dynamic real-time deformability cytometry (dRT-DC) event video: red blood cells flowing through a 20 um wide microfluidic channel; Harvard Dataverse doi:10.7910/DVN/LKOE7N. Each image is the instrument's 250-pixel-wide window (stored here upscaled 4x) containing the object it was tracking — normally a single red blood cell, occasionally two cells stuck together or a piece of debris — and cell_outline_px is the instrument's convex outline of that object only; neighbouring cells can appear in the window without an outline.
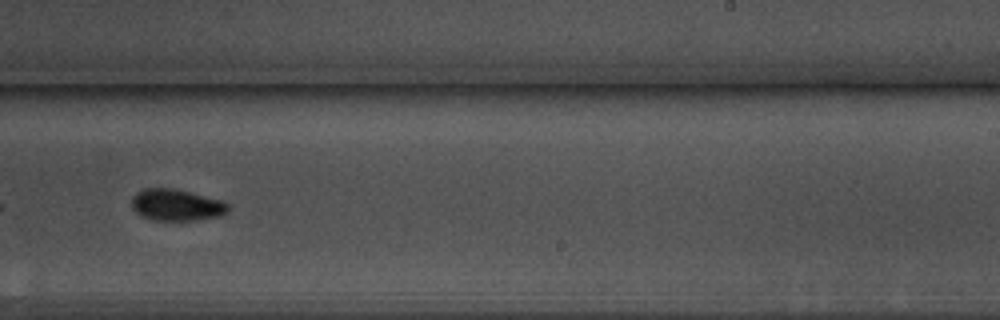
{"species": "common noctule bat (a hibernating species)", "species_latin": "Nyctalus noctula", "temperature_condition": "warm", "stored_images_in_passage": 22, "camera_frame_rate_fps": 3000, "um_per_image_px": 0.085, "animal": {"sex": "male", "body_mass_g": 17.5, "forearm_length_mm": 52.3}, "frame": {"image": 1, "passage_image": 19, "time_ms": 6.0, "image_size_px": [1000, 320], "cell_outline_px": [[228, 212], [220, 216], [196, 220], [152, 220], [140, 216], [132, 208], [132, 196], [136, 192], [144, 188], [176, 188], [224, 200], [228, 204]], "centroid_in_image_um": [15.0, 17.41], "position_along_channel_um": 274.0, "area_um2": 18.09}}